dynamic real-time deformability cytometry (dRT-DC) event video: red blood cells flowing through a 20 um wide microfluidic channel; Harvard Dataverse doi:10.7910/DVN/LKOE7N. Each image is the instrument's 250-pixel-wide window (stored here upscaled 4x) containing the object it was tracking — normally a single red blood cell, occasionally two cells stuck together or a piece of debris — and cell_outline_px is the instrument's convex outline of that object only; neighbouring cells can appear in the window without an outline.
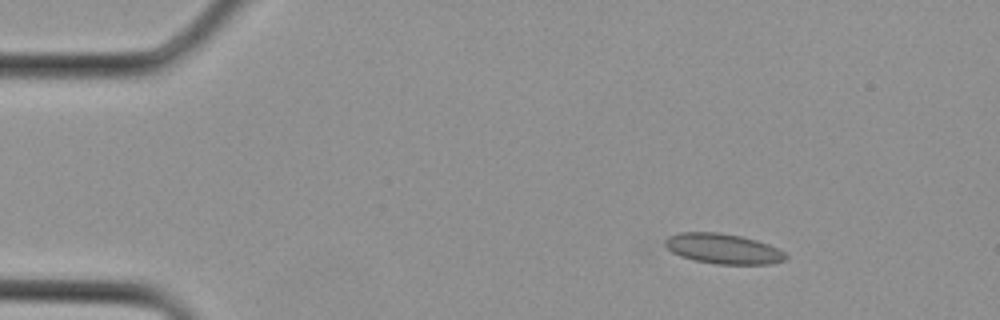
{"species": "Egyptian fruit bat (a non-hibernating species)", "species_latin": "Rousettus aegyptiacus", "temperature_condition": "cold", "stored_images_in_passage": 2, "camera_frame_rate_fps": 3000, "um_per_image_px": 0.085, "animal": {"sex": "female"}, "frame": {"image": 1, "passage_image": 1, "time_ms": 0.0, "image_size_px": [1000, 320], "cell_outline_px": [[788, 256], [784, 260], [772, 264], [716, 264], [696, 260], [680, 256], [664, 248], [664, 240], [668, 236], [680, 232], [716, 232], [740, 236], [756, 240], [768, 244], [784, 252]], "centroid_in_image_um": [61.42, 21.14], "position_along_channel_um": 23.6, "area_um2": 21.21}}